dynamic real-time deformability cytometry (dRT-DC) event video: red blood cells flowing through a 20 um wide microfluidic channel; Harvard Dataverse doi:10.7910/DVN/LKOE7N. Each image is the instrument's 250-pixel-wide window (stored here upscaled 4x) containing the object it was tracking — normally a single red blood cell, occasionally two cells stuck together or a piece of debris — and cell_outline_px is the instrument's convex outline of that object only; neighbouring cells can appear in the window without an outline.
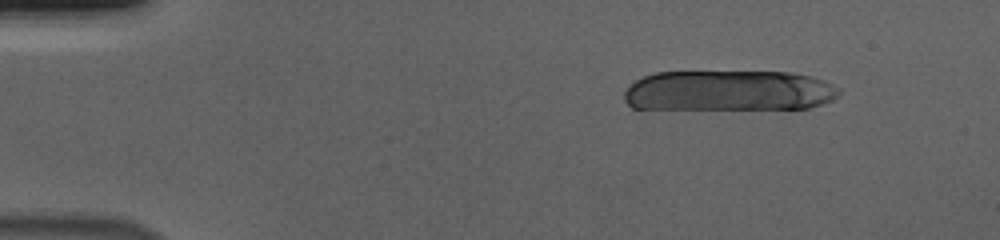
{"species": "human", "species_latin": "Homo sapiens", "temperature_condition": "cold", "stored_images_in_passage": 12, "camera_frame_rate_fps": 3000, "um_per_image_px": 0.085, "donor": {"sex": "male"}, "frame": {"image": 1, "passage_image": 1, "time_ms": 0.0, "image_size_px": [1000, 240], "cell_outline_px": [[840, 92], [832, 100], [808, 108], [632, 108], [624, 100], [624, 92], [636, 80], [644, 76], [656, 72], [792, 72], [812, 76], [824, 80], [840, 88]], "centroid_in_image_um": [61.97, 7.7], "position_along_channel_um": 23.0, "area_um2": 50.63}}